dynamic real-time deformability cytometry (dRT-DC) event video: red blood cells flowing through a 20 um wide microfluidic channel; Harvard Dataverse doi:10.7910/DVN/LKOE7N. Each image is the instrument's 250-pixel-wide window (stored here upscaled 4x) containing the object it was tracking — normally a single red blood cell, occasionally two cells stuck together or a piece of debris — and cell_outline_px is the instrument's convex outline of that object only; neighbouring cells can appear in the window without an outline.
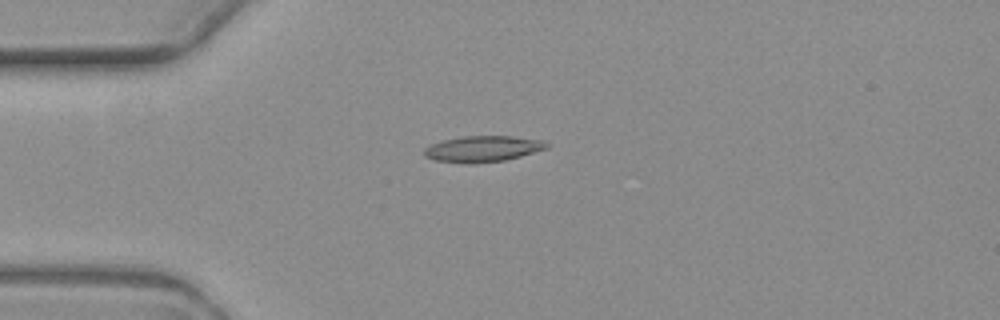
{"species": "common noctule bat (a hibernating species)", "species_latin": "Nyctalus noctula", "temperature_condition": "warm", "stored_images_in_passage": 3, "camera_frame_rate_fps": 3000, "um_per_image_px": 0.085, "animal": {"sex": "female", "body_mass_g": 19.3, "forearm_length_mm": 54.1}, "frame": {"image": 1, "passage_image": 2, "time_ms": 1.667, "image_size_px": [1000, 320], "cell_outline_px": [[548, 148], [520, 156], [504, 160], [476, 164], [464, 164], [432, 160], [424, 156], [424, 148], [432, 144], [444, 140], [460, 136], [512, 136], [544, 140], [548, 144]], "centroid_in_image_um": [41.01, 12.66], "position_along_channel_um": 44.0, "area_um2": 18.79}}